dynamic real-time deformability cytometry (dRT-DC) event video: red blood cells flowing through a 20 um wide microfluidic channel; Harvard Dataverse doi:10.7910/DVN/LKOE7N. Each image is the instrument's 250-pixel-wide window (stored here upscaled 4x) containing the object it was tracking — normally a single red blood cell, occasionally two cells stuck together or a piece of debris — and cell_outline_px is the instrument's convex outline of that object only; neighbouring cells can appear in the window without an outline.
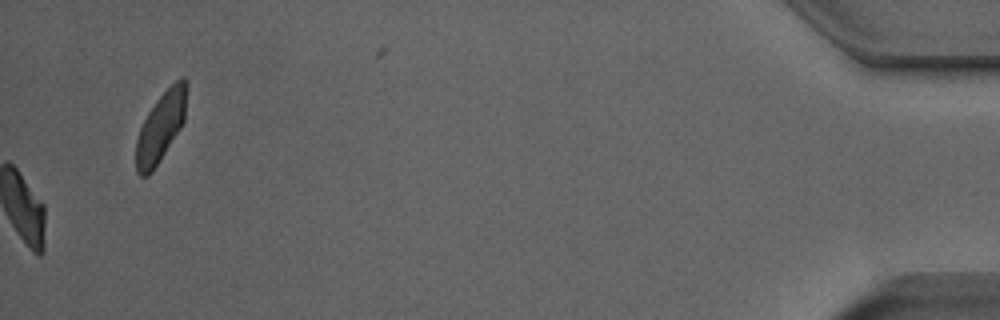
{"species": "Egyptian fruit bat (a non-hibernating species)", "species_latin": "Rousettus aegyptiacus", "temperature_condition": "room temperature", "stored_images_in_passage": 42, "camera_frame_rate_fps": 3000, "um_per_image_px": 0.085, "animal": {"sex": "male"}, "frame": {"image": 1, "passage_image": 42, "time_ms": 13.667, "image_size_px": [1000, 320], "cell_outline_px": [[188, 88], [184, 120], [180, 128], [152, 172], [148, 176], [140, 176], [136, 172], [136, 140], [140, 128], [148, 112], [156, 100], [176, 80], [184, 76], [188, 84]], "centroid_in_image_um": [13.67, 10.77], "position_along_channel_um": 421.5, "area_um2": 20.4}, "authors_computed_cell_mechanics": {"area_um2": 20.1144, "velocity_mm_per_s": 3.9007, "shape_relaxation_time_tau1_ms": 5.4398, "shape_relaxation_time_tau2_ms": 1.2943, "deformation_change_tau1": 0.2079, "deformation_change_tau2": 0.0848}}